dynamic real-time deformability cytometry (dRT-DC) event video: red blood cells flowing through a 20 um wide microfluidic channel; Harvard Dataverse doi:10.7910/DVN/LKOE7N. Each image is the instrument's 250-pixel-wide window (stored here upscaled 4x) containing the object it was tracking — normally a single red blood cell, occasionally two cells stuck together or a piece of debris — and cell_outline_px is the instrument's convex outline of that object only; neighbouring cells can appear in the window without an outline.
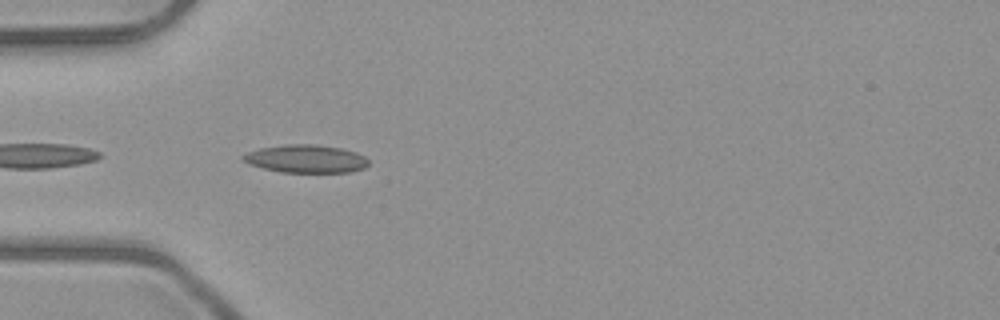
{"species": "common noctule bat (a hibernating species)", "species_latin": "Nyctalus noctula", "temperature_condition": "room temperature", "stored_images_in_passage": 5, "camera_frame_rate_fps": 3000, "um_per_image_px": 0.085, "animal": {"sex": "male", "body_mass_g": 23.1, "forearm_length_mm": 52.7}, "frame": {"image": 1, "passage_image": 5, "time_ms": 4.667, "image_size_px": [1000, 320], "cell_outline_px": [[368, 164], [364, 168], [352, 172], [280, 172], [248, 164], [240, 160], [240, 156], [248, 152], [260, 148], [288, 144], [316, 144], [340, 148], [356, 152], [364, 156], [368, 160]], "centroid_in_image_um": [25.98, 13.5], "position_along_channel_um": 59.0, "area_um2": 20.52}}